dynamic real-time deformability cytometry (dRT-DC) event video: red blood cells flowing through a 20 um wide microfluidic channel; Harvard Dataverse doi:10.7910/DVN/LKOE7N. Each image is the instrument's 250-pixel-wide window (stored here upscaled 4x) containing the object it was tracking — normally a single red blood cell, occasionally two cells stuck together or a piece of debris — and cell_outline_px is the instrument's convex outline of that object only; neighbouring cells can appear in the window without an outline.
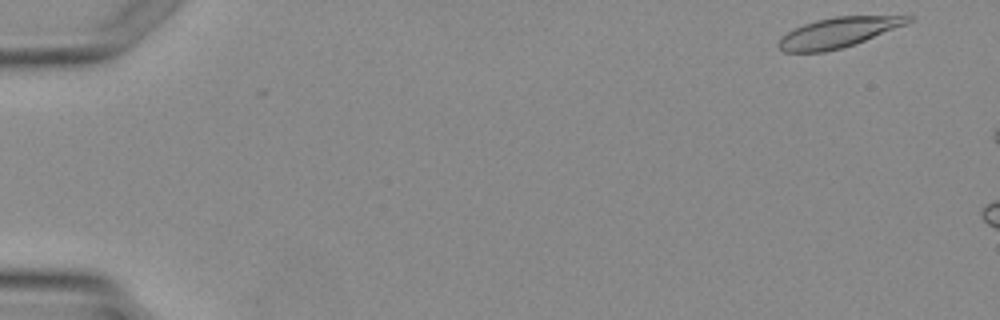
{"species": "Egyptian fruit bat (a non-hibernating species)", "species_latin": "Rousettus aegyptiacus", "temperature_condition": "warm", "stored_images_in_passage": 2, "camera_frame_rate_fps": 3000, "um_per_image_px": 0.085, "animal": {"sex": "female"}, "frame": {"image": 1, "passage_image": 1, "time_ms": 0.0, "image_size_px": [1000, 320], "cell_outline_px": [[916, 16], [908, 24], [864, 40], [840, 48], [824, 52], [784, 52], [776, 44], [788, 32], [804, 24], [816, 20], [836, 16]], "centroid_in_image_um": [71.27, 2.75], "position_along_channel_um": 13.7, "area_um2": 22.25}}